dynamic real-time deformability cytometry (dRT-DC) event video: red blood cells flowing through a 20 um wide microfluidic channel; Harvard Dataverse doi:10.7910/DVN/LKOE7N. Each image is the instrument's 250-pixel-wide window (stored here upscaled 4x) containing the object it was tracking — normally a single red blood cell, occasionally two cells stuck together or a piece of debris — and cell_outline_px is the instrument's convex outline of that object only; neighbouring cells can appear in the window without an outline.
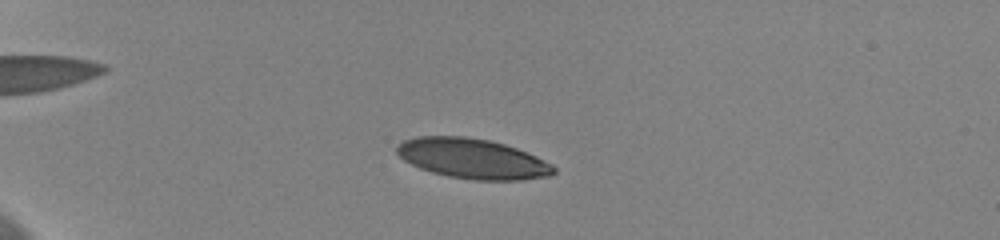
{"species": "human", "species_latin": "Homo sapiens", "temperature_condition": "cold", "stored_images_in_passage": 55, "camera_frame_rate_fps": 3000, "um_per_image_px": 0.085, "donor": {"sex": "female"}, "frame": {"image": 1, "passage_image": 13, "time_ms": 4.0, "image_size_px": [1000, 240], "cell_outline_px": [[556, 172], [548, 176], [520, 180], [472, 180], [448, 176], [432, 172], [420, 168], [404, 160], [396, 152], [396, 144], [404, 140], [416, 136], [464, 136], [488, 140], [504, 144], [528, 152], [552, 164], [556, 168]], "centroid_in_image_um": [40.16, 13.48], "position_along_channel_um": 44.8, "area_um2": 36.65}}
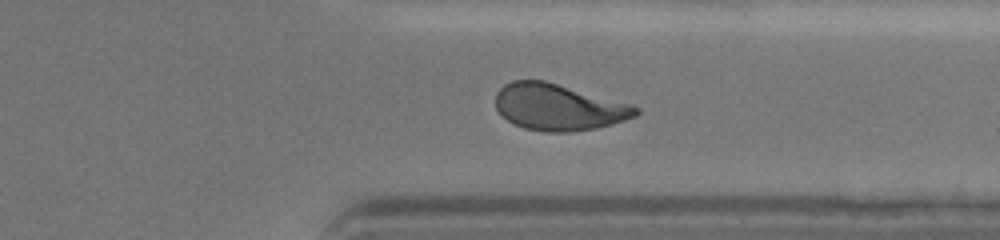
{"frame": {"image": 2, "passage_image": 44, "time_ms": 14.333, "image_size_px": [1000, 240], "cell_outline_px": [[640, 112], [636, 116], [612, 124], [596, 128], [568, 132], [544, 132], [524, 128], [508, 120], [496, 108], [496, 92], [504, 84], [512, 80], [544, 80], [628, 104], [640, 108]], "centroid_in_image_um": [47.45, 9.11], "position_along_channel_um": 364.0, "area_um2": 37.51}}
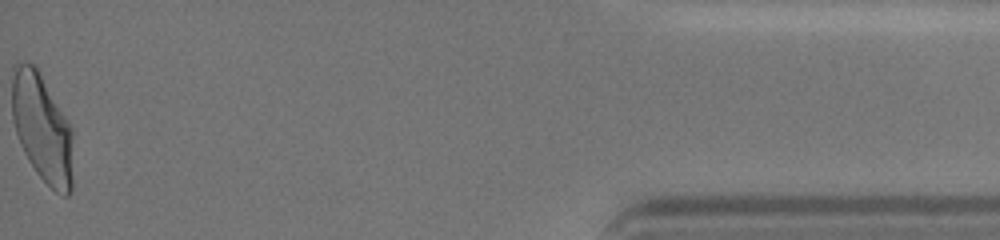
{"frame": {"image": 3, "passage_image": 55, "time_ms": 18.0, "image_size_px": [1000, 240], "cell_outline_px": [[72, 188], [68, 196], [64, 196], [56, 192], [36, 172], [28, 160], [20, 144], [12, 120], [12, 64], [24, 60], [32, 64], [36, 68], [72, 128]], "centroid_in_image_um": [3.56, 10.88], "position_along_channel_um": 431.6, "area_um2": 38.38}, "authors_computed_cell_mechanics": {"area_um2": 37.57, "velocity_mm_per_s": 3.6145, "shape_relaxation_time_tau1_ms": 4.0695, "shape_relaxation_time_tau2_ms": 1.3243, "deformation_change_tau1": 0.1713, "deformation_change_tau2": 0.0736}}